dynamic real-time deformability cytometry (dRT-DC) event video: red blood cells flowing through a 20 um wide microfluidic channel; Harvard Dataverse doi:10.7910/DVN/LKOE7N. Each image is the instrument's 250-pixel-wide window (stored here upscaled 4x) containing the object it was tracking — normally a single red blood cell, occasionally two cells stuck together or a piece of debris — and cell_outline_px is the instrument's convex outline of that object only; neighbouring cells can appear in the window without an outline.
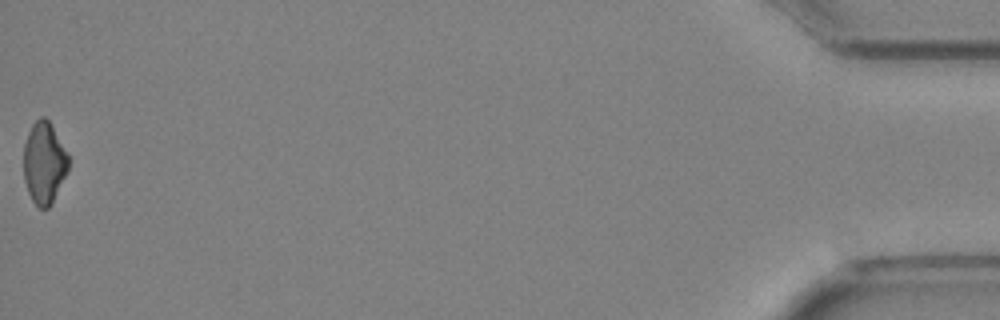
{"species": "Egyptian fruit bat (a non-hibernating species)", "species_latin": "Rousettus aegyptiacus", "temperature_condition": "cold", "stored_images_in_passage": 35, "camera_frame_rate_fps": 3000, "um_per_image_px": 0.085, "animal": {"sex": "female"}, "frame": {"image": 1, "passage_image": 35, "time_ms": 11.333, "image_size_px": [1000, 320], "cell_outline_px": [[68, 172], [48, 208], [40, 208], [32, 200], [28, 192], [24, 180], [24, 144], [28, 132], [32, 124], [40, 116], [44, 116], [48, 120], [68, 152]], "centroid_in_image_um": [3.75, 13.82], "position_along_channel_um": 431.5, "area_um2": 21.27}}